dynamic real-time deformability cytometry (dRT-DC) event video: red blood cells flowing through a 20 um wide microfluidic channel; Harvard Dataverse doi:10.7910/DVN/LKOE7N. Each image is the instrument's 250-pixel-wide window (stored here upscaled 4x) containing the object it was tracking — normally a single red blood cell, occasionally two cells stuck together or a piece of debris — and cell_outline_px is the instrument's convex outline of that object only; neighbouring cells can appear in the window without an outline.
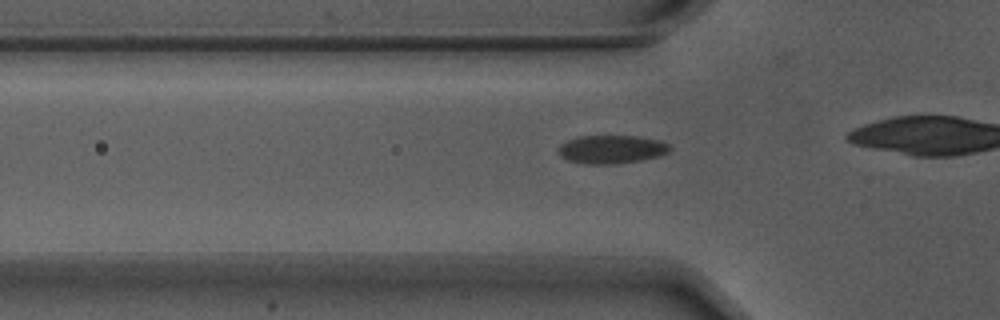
{"species": "Egyptian fruit bat (a non-hibernating species)", "species_latin": "Rousettus aegyptiacus", "temperature_condition": "warm", "stored_images_in_passage": 13, "camera_frame_rate_fps": 3000, "um_per_image_px": 0.085, "animal": {"sex": "male"}, "frame": {"image": 1, "passage_image": 8, "time_ms": 2.333, "image_size_px": [1000, 320], "cell_outline_px": [[672, 148], [668, 152], [656, 156], [640, 160], [616, 164], [584, 164], [568, 160], [560, 156], [560, 144], [568, 140], [580, 136], [636, 136], [660, 140], [668, 144]], "centroid_in_image_um": [51.98, 12.69], "position_along_channel_um": 73.8, "area_um2": 18.26}}